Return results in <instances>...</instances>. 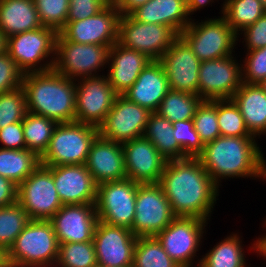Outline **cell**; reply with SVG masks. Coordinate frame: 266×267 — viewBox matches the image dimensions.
I'll list each match as a JSON object with an SVG mask.
<instances>
[{"label": "cell", "mask_w": 266, "mask_h": 267, "mask_svg": "<svg viewBox=\"0 0 266 267\" xmlns=\"http://www.w3.org/2000/svg\"><path fill=\"white\" fill-rule=\"evenodd\" d=\"M159 184L176 217L210 220L219 186L198 158L167 160Z\"/></svg>", "instance_id": "1"}, {"label": "cell", "mask_w": 266, "mask_h": 267, "mask_svg": "<svg viewBox=\"0 0 266 267\" xmlns=\"http://www.w3.org/2000/svg\"><path fill=\"white\" fill-rule=\"evenodd\" d=\"M256 137L220 136L204 144L197 157L212 180L249 178L266 181V159Z\"/></svg>", "instance_id": "2"}, {"label": "cell", "mask_w": 266, "mask_h": 267, "mask_svg": "<svg viewBox=\"0 0 266 267\" xmlns=\"http://www.w3.org/2000/svg\"><path fill=\"white\" fill-rule=\"evenodd\" d=\"M75 82L54 69L24 74L22 88L27 112L51 118L57 123L75 122Z\"/></svg>", "instance_id": "3"}, {"label": "cell", "mask_w": 266, "mask_h": 267, "mask_svg": "<svg viewBox=\"0 0 266 267\" xmlns=\"http://www.w3.org/2000/svg\"><path fill=\"white\" fill-rule=\"evenodd\" d=\"M59 243L50 221L30 220L7 250L10 267H55Z\"/></svg>", "instance_id": "4"}, {"label": "cell", "mask_w": 266, "mask_h": 267, "mask_svg": "<svg viewBox=\"0 0 266 267\" xmlns=\"http://www.w3.org/2000/svg\"><path fill=\"white\" fill-rule=\"evenodd\" d=\"M97 135L98 128L92 125L78 122L58 123L47 150L40 157V164L45 166L85 164L90 146Z\"/></svg>", "instance_id": "5"}, {"label": "cell", "mask_w": 266, "mask_h": 267, "mask_svg": "<svg viewBox=\"0 0 266 267\" xmlns=\"http://www.w3.org/2000/svg\"><path fill=\"white\" fill-rule=\"evenodd\" d=\"M200 61L213 60L233 55L238 34L221 15L198 23L193 19L179 35ZM237 41V42H236Z\"/></svg>", "instance_id": "6"}, {"label": "cell", "mask_w": 266, "mask_h": 267, "mask_svg": "<svg viewBox=\"0 0 266 267\" xmlns=\"http://www.w3.org/2000/svg\"><path fill=\"white\" fill-rule=\"evenodd\" d=\"M57 35L55 30L44 26L15 34L7 38V53L24 74L51 70Z\"/></svg>", "instance_id": "7"}, {"label": "cell", "mask_w": 266, "mask_h": 267, "mask_svg": "<svg viewBox=\"0 0 266 267\" xmlns=\"http://www.w3.org/2000/svg\"><path fill=\"white\" fill-rule=\"evenodd\" d=\"M109 48L70 42L58 33L53 69L71 80L99 76L97 72L107 68Z\"/></svg>", "instance_id": "8"}, {"label": "cell", "mask_w": 266, "mask_h": 267, "mask_svg": "<svg viewBox=\"0 0 266 267\" xmlns=\"http://www.w3.org/2000/svg\"><path fill=\"white\" fill-rule=\"evenodd\" d=\"M17 202L30 220L49 221L63 206L55 188L51 166L40 164L18 185Z\"/></svg>", "instance_id": "9"}, {"label": "cell", "mask_w": 266, "mask_h": 267, "mask_svg": "<svg viewBox=\"0 0 266 267\" xmlns=\"http://www.w3.org/2000/svg\"><path fill=\"white\" fill-rule=\"evenodd\" d=\"M175 218L170 202L159 183H138L135 216L131 228L136 237H155Z\"/></svg>", "instance_id": "10"}, {"label": "cell", "mask_w": 266, "mask_h": 267, "mask_svg": "<svg viewBox=\"0 0 266 267\" xmlns=\"http://www.w3.org/2000/svg\"><path fill=\"white\" fill-rule=\"evenodd\" d=\"M207 224L208 221L196 217H176L155 238L180 267H193L194 263L199 267L194 257L202 245Z\"/></svg>", "instance_id": "11"}, {"label": "cell", "mask_w": 266, "mask_h": 267, "mask_svg": "<svg viewBox=\"0 0 266 267\" xmlns=\"http://www.w3.org/2000/svg\"><path fill=\"white\" fill-rule=\"evenodd\" d=\"M179 35L169 26L137 21L131 14L119 19L118 43L160 60Z\"/></svg>", "instance_id": "12"}, {"label": "cell", "mask_w": 266, "mask_h": 267, "mask_svg": "<svg viewBox=\"0 0 266 267\" xmlns=\"http://www.w3.org/2000/svg\"><path fill=\"white\" fill-rule=\"evenodd\" d=\"M138 183L126 178L97 185L95 209L98 220L131 230Z\"/></svg>", "instance_id": "13"}, {"label": "cell", "mask_w": 266, "mask_h": 267, "mask_svg": "<svg viewBox=\"0 0 266 267\" xmlns=\"http://www.w3.org/2000/svg\"><path fill=\"white\" fill-rule=\"evenodd\" d=\"M75 122L99 127L111 110L118 94L105 75L75 80Z\"/></svg>", "instance_id": "14"}, {"label": "cell", "mask_w": 266, "mask_h": 267, "mask_svg": "<svg viewBox=\"0 0 266 267\" xmlns=\"http://www.w3.org/2000/svg\"><path fill=\"white\" fill-rule=\"evenodd\" d=\"M120 11L111 1L92 17L67 21L59 34L70 42L112 47L118 42Z\"/></svg>", "instance_id": "15"}, {"label": "cell", "mask_w": 266, "mask_h": 267, "mask_svg": "<svg viewBox=\"0 0 266 267\" xmlns=\"http://www.w3.org/2000/svg\"><path fill=\"white\" fill-rule=\"evenodd\" d=\"M234 55L201 61L198 95L202 100L231 99L242 84L241 64Z\"/></svg>", "instance_id": "16"}, {"label": "cell", "mask_w": 266, "mask_h": 267, "mask_svg": "<svg viewBox=\"0 0 266 267\" xmlns=\"http://www.w3.org/2000/svg\"><path fill=\"white\" fill-rule=\"evenodd\" d=\"M151 113L125 96L118 95L104 122L98 127V134L119 143L143 137Z\"/></svg>", "instance_id": "17"}, {"label": "cell", "mask_w": 266, "mask_h": 267, "mask_svg": "<svg viewBox=\"0 0 266 267\" xmlns=\"http://www.w3.org/2000/svg\"><path fill=\"white\" fill-rule=\"evenodd\" d=\"M136 241L130 229L98 220L93 235L97 263L107 267H132Z\"/></svg>", "instance_id": "18"}, {"label": "cell", "mask_w": 266, "mask_h": 267, "mask_svg": "<svg viewBox=\"0 0 266 267\" xmlns=\"http://www.w3.org/2000/svg\"><path fill=\"white\" fill-rule=\"evenodd\" d=\"M159 61L165 68L170 89L198 95L201 61L180 36Z\"/></svg>", "instance_id": "19"}, {"label": "cell", "mask_w": 266, "mask_h": 267, "mask_svg": "<svg viewBox=\"0 0 266 267\" xmlns=\"http://www.w3.org/2000/svg\"><path fill=\"white\" fill-rule=\"evenodd\" d=\"M127 178L139 184L159 183L167 160L145 137L122 143Z\"/></svg>", "instance_id": "20"}, {"label": "cell", "mask_w": 266, "mask_h": 267, "mask_svg": "<svg viewBox=\"0 0 266 267\" xmlns=\"http://www.w3.org/2000/svg\"><path fill=\"white\" fill-rule=\"evenodd\" d=\"M58 243L93 241L98 216L95 204L63 205L49 220Z\"/></svg>", "instance_id": "21"}, {"label": "cell", "mask_w": 266, "mask_h": 267, "mask_svg": "<svg viewBox=\"0 0 266 267\" xmlns=\"http://www.w3.org/2000/svg\"><path fill=\"white\" fill-rule=\"evenodd\" d=\"M51 173L63 205L95 204L97 184L85 164L51 166Z\"/></svg>", "instance_id": "22"}, {"label": "cell", "mask_w": 266, "mask_h": 267, "mask_svg": "<svg viewBox=\"0 0 266 267\" xmlns=\"http://www.w3.org/2000/svg\"><path fill=\"white\" fill-rule=\"evenodd\" d=\"M85 166L97 185L127 178L122 143L99 134L90 146Z\"/></svg>", "instance_id": "23"}, {"label": "cell", "mask_w": 266, "mask_h": 267, "mask_svg": "<svg viewBox=\"0 0 266 267\" xmlns=\"http://www.w3.org/2000/svg\"><path fill=\"white\" fill-rule=\"evenodd\" d=\"M151 61L145 53L128 49L117 42L109 48L108 82L118 95H123Z\"/></svg>", "instance_id": "24"}, {"label": "cell", "mask_w": 266, "mask_h": 267, "mask_svg": "<svg viewBox=\"0 0 266 267\" xmlns=\"http://www.w3.org/2000/svg\"><path fill=\"white\" fill-rule=\"evenodd\" d=\"M169 90L163 64L159 60H152L123 96L153 113L157 112Z\"/></svg>", "instance_id": "25"}, {"label": "cell", "mask_w": 266, "mask_h": 267, "mask_svg": "<svg viewBox=\"0 0 266 267\" xmlns=\"http://www.w3.org/2000/svg\"><path fill=\"white\" fill-rule=\"evenodd\" d=\"M131 15L143 23L169 26L178 35L191 23L186 0H149Z\"/></svg>", "instance_id": "26"}, {"label": "cell", "mask_w": 266, "mask_h": 267, "mask_svg": "<svg viewBox=\"0 0 266 267\" xmlns=\"http://www.w3.org/2000/svg\"><path fill=\"white\" fill-rule=\"evenodd\" d=\"M254 137L266 135V92L258 84L243 83L231 98Z\"/></svg>", "instance_id": "27"}, {"label": "cell", "mask_w": 266, "mask_h": 267, "mask_svg": "<svg viewBox=\"0 0 266 267\" xmlns=\"http://www.w3.org/2000/svg\"><path fill=\"white\" fill-rule=\"evenodd\" d=\"M41 27L34 0H0V30L7 38Z\"/></svg>", "instance_id": "28"}, {"label": "cell", "mask_w": 266, "mask_h": 267, "mask_svg": "<svg viewBox=\"0 0 266 267\" xmlns=\"http://www.w3.org/2000/svg\"><path fill=\"white\" fill-rule=\"evenodd\" d=\"M143 137L148 139L166 160L188 158L173 134V125L157 112L150 114Z\"/></svg>", "instance_id": "29"}, {"label": "cell", "mask_w": 266, "mask_h": 267, "mask_svg": "<svg viewBox=\"0 0 266 267\" xmlns=\"http://www.w3.org/2000/svg\"><path fill=\"white\" fill-rule=\"evenodd\" d=\"M238 233H231L198 259L199 267H247L244 245ZM249 267V266H248Z\"/></svg>", "instance_id": "30"}, {"label": "cell", "mask_w": 266, "mask_h": 267, "mask_svg": "<svg viewBox=\"0 0 266 267\" xmlns=\"http://www.w3.org/2000/svg\"><path fill=\"white\" fill-rule=\"evenodd\" d=\"M39 165L40 157L27 148L23 150L0 148V175L16 185L22 183Z\"/></svg>", "instance_id": "31"}, {"label": "cell", "mask_w": 266, "mask_h": 267, "mask_svg": "<svg viewBox=\"0 0 266 267\" xmlns=\"http://www.w3.org/2000/svg\"><path fill=\"white\" fill-rule=\"evenodd\" d=\"M266 13L260 0H224L221 14L230 27L240 36V32L254 24Z\"/></svg>", "instance_id": "32"}, {"label": "cell", "mask_w": 266, "mask_h": 267, "mask_svg": "<svg viewBox=\"0 0 266 267\" xmlns=\"http://www.w3.org/2000/svg\"><path fill=\"white\" fill-rule=\"evenodd\" d=\"M22 124L26 148L41 157L47 150L58 123L51 118L27 112Z\"/></svg>", "instance_id": "33"}, {"label": "cell", "mask_w": 266, "mask_h": 267, "mask_svg": "<svg viewBox=\"0 0 266 267\" xmlns=\"http://www.w3.org/2000/svg\"><path fill=\"white\" fill-rule=\"evenodd\" d=\"M202 98L196 94H190L170 89L161 101L157 113L167 118L172 123L193 119Z\"/></svg>", "instance_id": "34"}, {"label": "cell", "mask_w": 266, "mask_h": 267, "mask_svg": "<svg viewBox=\"0 0 266 267\" xmlns=\"http://www.w3.org/2000/svg\"><path fill=\"white\" fill-rule=\"evenodd\" d=\"M132 267H180L155 237H137Z\"/></svg>", "instance_id": "35"}, {"label": "cell", "mask_w": 266, "mask_h": 267, "mask_svg": "<svg viewBox=\"0 0 266 267\" xmlns=\"http://www.w3.org/2000/svg\"><path fill=\"white\" fill-rule=\"evenodd\" d=\"M29 221L27 212L18 202L0 207V246L8 250Z\"/></svg>", "instance_id": "36"}, {"label": "cell", "mask_w": 266, "mask_h": 267, "mask_svg": "<svg viewBox=\"0 0 266 267\" xmlns=\"http://www.w3.org/2000/svg\"><path fill=\"white\" fill-rule=\"evenodd\" d=\"M97 264L93 241L59 244L55 267H93Z\"/></svg>", "instance_id": "37"}, {"label": "cell", "mask_w": 266, "mask_h": 267, "mask_svg": "<svg viewBox=\"0 0 266 267\" xmlns=\"http://www.w3.org/2000/svg\"><path fill=\"white\" fill-rule=\"evenodd\" d=\"M217 119L221 136L254 137L247 130L243 116L232 99L217 100Z\"/></svg>", "instance_id": "38"}, {"label": "cell", "mask_w": 266, "mask_h": 267, "mask_svg": "<svg viewBox=\"0 0 266 267\" xmlns=\"http://www.w3.org/2000/svg\"><path fill=\"white\" fill-rule=\"evenodd\" d=\"M192 120L203 144L221 136L217 119V100H202Z\"/></svg>", "instance_id": "39"}, {"label": "cell", "mask_w": 266, "mask_h": 267, "mask_svg": "<svg viewBox=\"0 0 266 267\" xmlns=\"http://www.w3.org/2000/svg\"><path fill=\"white\" fill-rule=\"evenodd\" d=\"M40 23L59 33L67 23L69 0H34Z\"/></svg>", "instance_id": "40"}, {"label": "cell", "mask_w": 266, "mask_h": 267, "mask_svg": "<svg viewBox=\"0 0 266 267\" xmlns=\"http://www.w3.org/2000/svg\"><path fill=\"white\" fill-rule=\"evenodd\" d=\"M26 113V96L22 87L0 94V129L23 121Z\"/></svg>", "instance_id": "41"}, {"label": "cell", "mask_w": 266, "mask_h": 267, "mask_svg": "<svg viewBox=\"0 0 266 267\" xmlns=\"http://www.w3.org/2000/svg\"><path fill=\"white\" fill-rule=\"evenodd\" d=\"M173 125V134L183 153L190 158H197L203 151L199 134L194 129L193 120L175 121Z\"/></svg>", "instance_id": "42"}, {"label": "cell", "mask_w": 266, "mask_h": 267, "mask_svg": "<svg viewBox=\"0 0 266 267\" xmlns=\"http://www.w3.org/2000/svg\"><path fill=\"white\" fill-rule=\"evenodd\" d=\"M241 63L242 82L258 84L266 78V47L249 50Z\"/></svg>", "instance_id": "43"}, {"label": "cell", "mask_w": 266, "mask_h": 267, "mask_svg": "<svg viewBox=\"0 0 266 267\" xmlns=\"http://www.w3.org/2000/svg\"><path fill=\"white\" fill-rule=\"evenodd\" d=\"M23 76L24 73L7 52L0 55V94L22 87Z\"/></svg>", "instance_id": "44"}, {"label": "cell", "mask_w": 266, "mask_h": 267, "mask_svg": "<svg viewBox=\"0 0 266 267\" xmlns=\"http://www.w3.org/2000/svg\"><path fill=\"white\" fill-rule=\"evenodd\" d=\"M112 0H69L67 21L92 17L103 10Z\"/></svg>", "instance_id": "45"}, {"label": "cell", "mask_w": 266, "mask_h": 267, "mask_svg": "<svg viewBox=\"0 0 266 267\" xmlns=\"http://www.w3.org/2000/svg\"><path fill=\"white\" fill-rule=\"evenodd\" d=\"M242 33L247 51L266 47V13L254 24L243 29L240 34Z\"/></svg>", "instance_id": "46"}, {"label": "cell", "mask_w": 266, "mask_h": 267, "mask_svg": "<svg viewBox=\"0 0 266 267\" xmlns=\"http://www.w3.org/2000/svg\"><path fill=\"white\" fill-rule=\"evenodd\" d=\"M0 143L2 149H26L22 121L15 122L0 129Z\"/></svg>", "instance_id": "47"}, {"label": "cell", "mask_w": 266, "mask_h": 267, "mask_svg": "<svg viewBox=\"0 0 266 267\" xmlns=\"http://www.w3.org/2000/svg\"><path fill=\"white\" fill-rule=\"evenodd\" d=\"M17 190L18 185L0 175V207H7L15 204L17 202Z\"/></svg>", "instance_id": "48"}, {"label": "cell", "mask_w": 266, "mask_h": 267, "mask_svg": "<svg viewBox=\"0 0 266 267\" xmlns=\"http://www.w3.org/2000/svg\"><path fill=\"white\" fill-rule=\"evenodd\" d=\"M149 0H112L121 16L130 15L138 7L146 4Z\"/></svg>", "instance_id": "49"}, {"label": "cell", "mask_w": 266, "mask_h": 267, "mask_svg": "<svg viewBox=\"0 0 266 267\" xmlns=\"http://www.w3.org/2000/svg\"><path fill=\"white\" fill-rule=\"evenodd\" d=\"M216 1V0H214ZM213 0H186L187 2V11L188 16L192 20V16L194 12H197V10L203 9L207 5H211L214 2ZM219 1V0H217ZM211 3V4H209Z\"/></svg>", "instance_id": "50"}, {"label": "cell", "mask_w": 266, "mask_h": 267, "mask_svg": "<svg viewBox=\"0 0 266 267\" xmlns=\"http://www.w3.org/2000/svg\"><path fill=\"white\" fill-rule=\"evenodd\" d=\"M264 225L266 226V218L265 221L263 222ZM265 236V237H264ZM264 236H261L260 238H256L257 240L251 244L249 249H254L255 253H258L257 255H261L264 257V260H266V234Z\"/></svg>", "instance_id": "51"}, {"label": "cell", "mask_w": 266, "mask_h": 267, "mask_svg": "<svg viewBox=\"0 0 266 267\" xmlns=\"http://www.w3.org/2000/svg\"><path fill=\"white\" fill-rule=\"evenodd\" d=\"M0 267H10L8 261V251L0 246Z\"/></svg>", "instance_id": "52"}, {"label": "cell", "mask_w": 266, "mask_h": 267, "mask_svg": "<svg viewBox=\"0 0 266 267\" xmlns=\"http://www.w3.org/2000/svg\"><path fill=\"white\" fill-rule=\"evenodd\" d=\"M7 52V37L0 30V55Z\"/></svg>", "instance_id": "53"}, {"label": "cell", "mask_w": 266, "mask_h": 267, "mask_svg": "<svg viewBox=\"0 0 266 267\" xmlns=\"http://www.w3.org/2000/svg\"><path fill=\"white\" fill-rule=\"evenodd\" d=\"M258 85L266 92V78H264Z\"/></svg>", "instance_id": "54"}, {"label": "cell", "mask_w": 266, "mask_h": 267, "mask_svg": "<svg viewBox=\"0 0 266 267\" xmlns=\"http://www.w3.org/2000/svg\"><path fill=\"white\" fill-rule=\"evenodd\" d=\"M262 2V5L264 7V10L266 11V0H260Z\"/></svg>", "instance_id": "55"}, {"label": "cell", "mask_w": 266, "mask_h": 267, "mask_svg": "<svg viewBox=\"0 0 266 267\" xmlns=\"http://www.w3.org/2000/svg\"><path fill=\"white\" fill-rule=\"evenodd\" d=\"M93 267H107V266H103V265H100V264H96L95 266H93Z\"/></svg>", "instance_id": "56"}]
</instances>
